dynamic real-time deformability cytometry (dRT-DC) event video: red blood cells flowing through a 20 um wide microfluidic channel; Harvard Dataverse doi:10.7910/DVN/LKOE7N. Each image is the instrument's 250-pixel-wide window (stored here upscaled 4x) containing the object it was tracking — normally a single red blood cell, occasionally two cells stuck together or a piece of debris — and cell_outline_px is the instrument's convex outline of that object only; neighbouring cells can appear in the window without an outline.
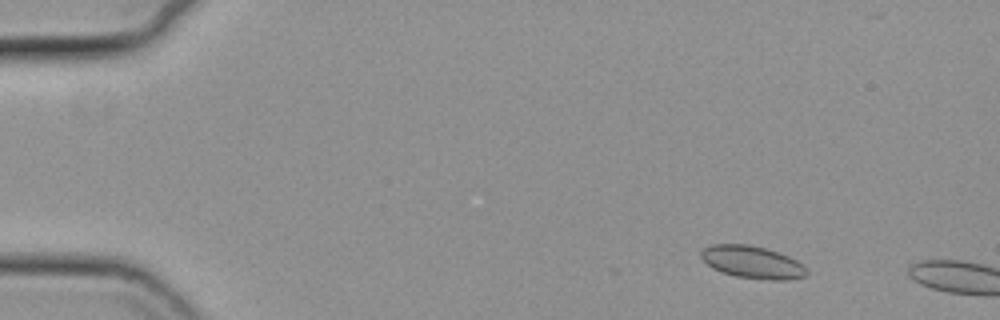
{"species": "common noctule bat (a hibernating species)", "species_latin": "Nyctalus noctula", "temperature_condition": "cold", "stored_images_in_passage": 9, "camera_frame_rate_fps": 3000, "um_per_image_px": 0.085, "animal": {"sex": "female", "body_mass_g": 19.3, "forearm_length_mm": 54.1}, "frame": {"image": 1, "passage_image": 6, "time_ms": 1.667, "image_size_px": [1000, 320], "cell_outline_px": [[808, 272], [804, 276], [792, 280], [772, 280], [736, 276], [720, 272], [712, 268], [700, 256], [700, 252], [704, 248], [712, 244], [748, 244], [768, 248], [788, 256], [804, 264], [808, 268]], "centroid_in_image_um": [63.98, 22.28], "position_along_channel_um": 21.0, "area_um2": 20.17}}